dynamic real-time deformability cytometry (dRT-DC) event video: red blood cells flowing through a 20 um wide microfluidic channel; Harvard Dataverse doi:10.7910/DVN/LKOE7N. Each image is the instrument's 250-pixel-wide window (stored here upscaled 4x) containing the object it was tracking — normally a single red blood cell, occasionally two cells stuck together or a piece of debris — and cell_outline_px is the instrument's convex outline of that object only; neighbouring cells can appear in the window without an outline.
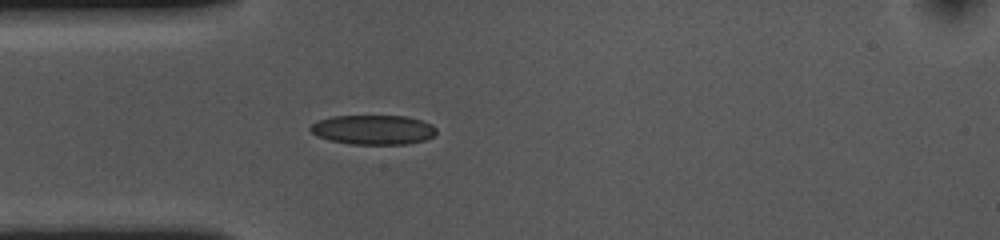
{"species": "common noctule bat (a hibernating species)", "species_latin": "Nyctalus noctula", "temperature_condition": "cold", "stored_images_in_passage": 41, "camera_frame_rate_fps": 3000, "um_per_image_px": 0.085, "animal": {"sex": "female", "body_mass_g": 10.0, "forearm_length_mm": 53.1}, "frame": {"image": 1, "passage_image": 1, "time_ms": 0.0, "image_size_px": [1000, 240], "cell_outline_px": [[436, 132], [432, 136], [424, 140], [408, 144], [352, 144], [328, 140], [316, 136], [308, 128], [312, 124], [320, 120], [332, 116], [408, 116], [432, 124], [436, 128]], "centroid_in_image_um": [31.72, 11.03], "position_along_channel_um": 53.3, "area_um2": 21.68}}
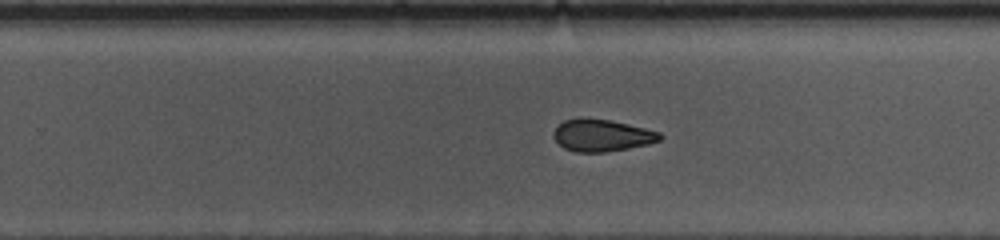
{"frame": {"image": 2, "passage_image": 20, "time_ms": 6.333, "image_size_px": [1000, 240], "cell_outline_px": [[664, 136], [660, 140], [648, 144], [628, 148], [604, 152], [576, 152], [564, 148], [552, 136], [552, 132], [564, 120], [580, 116], [584, 116], [612, 120], [660, 132]], "centroid_in_image_um": [51.14, 11.48], "position_along_channel_um": 278.7, "area_um2": 20.11}}
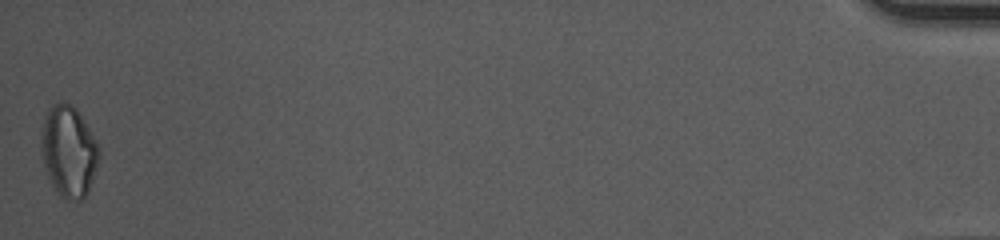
{"frame": {"image": 3, "passage_image": 41, "time_ms": 13.333, "image_size_px": [1000, 240], "cell_outline_px": [[100, 156], [88, 192], [80, 200], [68, 200], [60, 196], [52, 184], [48, 176], [44, 164], [40, 148], [44, 120], [48, 108], [52, 104], [60, 100], [64, 100], [72, 104], [76, 108], [88, 128], [100, 152]], "centroid_in_image_um": [5.82, 12.84], "position_along_channel_um": 429.4, "area_um2": 30.46}, "authors_computed_cell_mechanics": {"area_um2": 21.3282, "velocity_mm_per_s": 3.6083, "shape_relaxation_time_tau1_ms": 7.9559, "shape_relaxation_time_tau2_ms": 4.1959, "deformation_change_tau1": 0.1428, "deformation_change_tau2": 0.1026}}